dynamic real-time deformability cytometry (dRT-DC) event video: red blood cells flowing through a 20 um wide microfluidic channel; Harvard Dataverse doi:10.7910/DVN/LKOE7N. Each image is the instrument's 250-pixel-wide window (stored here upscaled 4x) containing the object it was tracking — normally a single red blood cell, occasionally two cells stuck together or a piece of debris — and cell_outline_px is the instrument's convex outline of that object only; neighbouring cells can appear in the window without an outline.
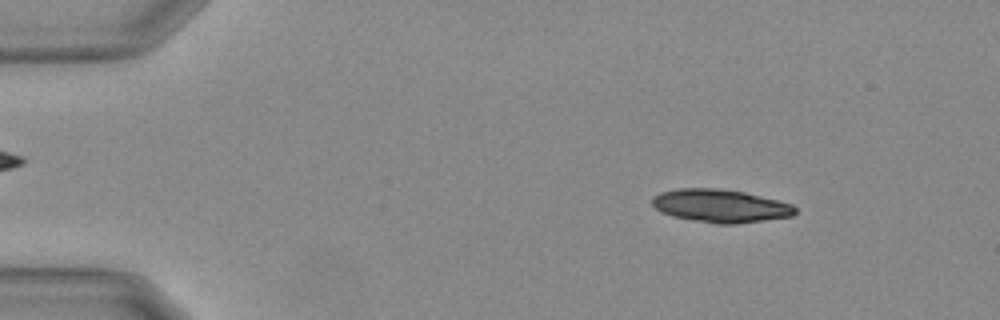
{"species": "Egyptian fruit bat (a non-hibernating species)", "species_latin": "Rousettus aegyptiacus", "temperature_condition": "warm", "stored_images_in_passage": 15, "camera_frame_rate_fps": 3000, "um_per_image_px": 0.085, "animal": {"sex": "female"}, "frame": {"image": 1, "passage_image": 5, "time_ms": 1.333, "image_size_px": [1000, 320], "cell_outline_px": [[796, 212], [792, 216], [732, 224], [716, 224], [692, 220], [672, 216], [660, 212], [652, 204], [652, 196], [660, 192], [676, 188], [716, 188], [744, 192], [780, 200], [792, 204], [796, 208]], "centroid_in_image_um": [61.21, 17.49], "position_along_channel_um": 23.8, "area_um2": 27.63}}
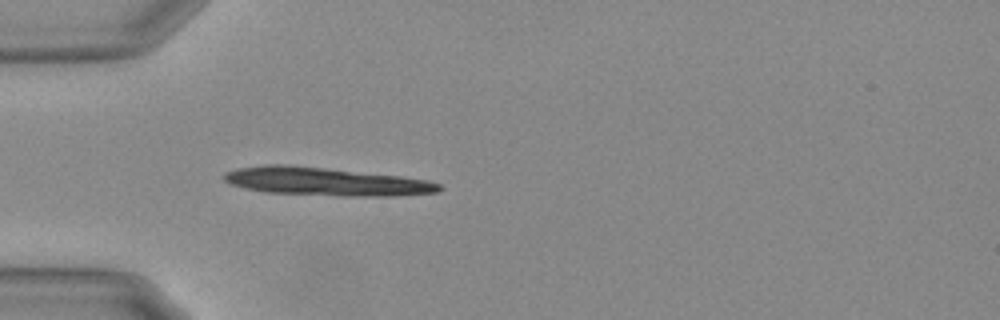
{"frame": {"image": 2, "passage_image": 14, "time_ms": 4.333, "image_size_px": [1000, 320], "cell_outline_px": [[444, 188], [436, 192], [392, 196], [376, 196], [268, 192], [248, 188], [232, 184], [224, 180], [224, 172], [236, 168], [264, 164], [284, 164], [324, 168], [400, 176], [428, 180], [440, 184]], "centroid_in_image_um": [27.69, 15.41], "position_along_channel_um": 57.3, "area_um2": 34.56}}